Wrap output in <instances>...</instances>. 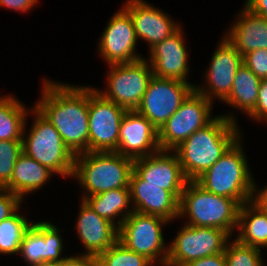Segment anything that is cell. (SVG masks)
Instances as JSON below:
<instances>
[{"instance_id": "obj_1", "label": "cell", "mask_w": 267, "mask_h": 266, "mask_svg": "<svg viewBox=\"0 0 267 266\" xmlns=\"http://www.w3.org/2000/svg\"><path fill=\"white\" fill-rule=\"evenodd\" d=\"M35 107L74 155L89 152V87L45 80Z\"/></svg>"}, {"instance_id": "obj_2", "label": "cell", "mask_w": 267, "mask_h": 266, "mask_svg": "<svg viewBox=\"0 0 267 266\" xmlns=\"http://www.w3.org/2000/svg\"><path fill=\"white\" fill-rule=\"evenodd\" d=\"M237 127L231 113L216 116L173 150L188 181H195L222 157L240 137Z\"/></svg>"}, {"instance_id": "obj_3", "label": "cell", "mask_w": 267, "mask_h": 266, "mask_svg": "<svg viewBox=\"0 0 267 266\" xmlns=\"http://www.w3.org/2000/svg\"><path fill=\"white\" fill-rule=\"evenodd\" d=\"M134 160L117 152H83L75 155L74 173L85 192L82 200L101 192L130 188Z\"/></svg>"}, {"instance_id": "obj_4", "label": "cell", "mask_w": 267, "mask_h": 266, "mask_svg": "<svg viewBox=\"0 0 267 266\" xmlns=\"http://www.w3.org/2000/svg\"><path fill=\"white\" fill-rule=\"evenodd\" d=\"M240 137L195 182L206 191L235 199L240 205L252 201L254 180Z\"/></svg>"}, {"instance_id": "obj_5", "label": "cell", "mask_w": 267, "mask_h": 266, "mask_svg": "<svg viewBox=\"0 0 267 266\" xmlns=\"http://www.w3.org/2000/svg\"><path fill=\"white\" fill-rule=\"evenodd\" d=\"M240 206L235 199L215 195L195 181H188L179 199L178 217H189L186 225L219 228L232 236Z\"/></svg>"}, {"instance_id": "obj_6", "label": "cell", "mask_w": 267, "mask_h": 266, "mask_svg": "<svg viewBox=\"0 0 267 266\" xmlns=\"http://www.w3.org/2000/svg\"><path fill=\"white\" fill-rule=\"evenodd\" d=\"M31 111L29 112L34 114L35 120L27 137L24 136L25 121L22 138L23 152L55 174L73 177L75 155L64 144L55 127L35 107Z\"/></svg>"}, {"instance_id": "obj_7", "label": "cell", "mask_w": 267, "mask_h": 266, "mask_svg": "<svg viewBox=\"0 0 267 266\" xmlns=\"http://www.w3.org/2000/svg\"><path fill=\"white\" fill-rule=\"evenodd\" d=\"M166 223L169 221L159 216L133 211L118 228V241L130 251L145 256L154 265L156 261L160 266L164 265L169 251L162 234Z\"/></svg>"}, {"instance_id": "obj_8", "label": "cell", "mask_w": 267, "mask_h": 266, "mask_svg": "<svg viewBox=\"0 0 267 266\" xmlns=\"http://www.w3.org/2000/svg\"><path fill=\"white\" fill-rule=\"evenodd\" d=\"M212 104L194 90L158 130L160 150L173 151L195 131L209 124L215 118L210 115Z\"/></svg>"}, {"instance_id": "obj_9", "label": "cell", "mask_w": 267, "mask_h": 266, "mask_svg": "<svg viewBox=\"0 0 267 266\" xmlns=\"http://www.w3.org/2000/svg\"><path fill=\"white\" fill-rule=\"evenodd\" d=\"M231 237L227 231L219 228L185 224L169 246L166 264L182 266L207 256L224 253Z\"/></svg>"}, {"instance_id": "obj_10", "label": "cell", "mask_w": 267, "mask_h": 266, "mask_svg": "<svg viewBox=\"0 0 267 266\" xmlns=\"http://www.w3.org/2000/svg\"><path fill=\"white\" fill-rule=\"evenodd\" d=\"M107 75L108 89L98 90L105 98L125 108L127 111L136 110L154 76L151 65L145 58L124 64L109 65Z\"/></svg>"}, {"instance_id": "obj_11", "label": "cell", "mask_w": 267, "mask_h": 266, "mask_svg": "<svg viewBox=\"0 0 267 266\" xmlns=\"http://www.w3.org/2000/svg\"><path fill=\"white\" fill-rule=\"evenodd\" d=\"M127 110L89 87V152H116Z\"/></svg>"}, {"instance_id": "obj_12", "label": "cell", "mask_w": 267, "mask_h": 266, "mask_svg": "<svg viewBox=\"0 0 267 266\" xmlns=\"http://www.w3.org/2000/svg\"><path fill=\"white\" fill-rule=\"evenodd\" d=\"M195 84L153 76L136 112L159 130L195 90Z\"/></svg>"}, {"instance_id": "obj_13", "label": "cell", "mask_w": 267, "mask_h": 266, "mask_svg": "<svg viewBox=\"0 0 267 266\" xmlns=\"http://www.w3.org/2000/svg\"><path fill=\"white\" fill-rule=\"evenodd\" d=\"M108 22L98 43L99 54L106 63L124 64L143 59L135 53L138 39L130 14L122 8Z\"/></svg>"}, {"instance_id": "obj_14", "label": "cell", "mask_w": 267, "mask_h": 266, "mask_svg": "<svg viewBox=\"0 0 267 266\" xmlns=\"http://www.w3.org/2000/svg\"><path fill=\"white\" fill-rule=\"evenodd\" d=\"M209 64L205 73L206 88L195 85V91L211 102L214 98L224 101L231 92L236 71L243 64L242 55L223 36Z\"/></svg>"}, {"instance_id": "obj_15", "label": "cell", "mask_w": 267, "mask_h": 266, "mask_svg": "<svg viewBox=\"0 0 267 266\" xmlns=\"http://www.w3.org/2000/svg\"><path fill=\"white\" fill-rule=\"evenodd\" d=\"M159 150L133 162V170L144 180V184L159 185L161 189L171 191L178 199L188 182L179 158L173 151Z\"/></svg>"}, {"instance_id": "obj_16", "label": "cell", "mask_w": 267, "mask_h": 266, "mask_svg": "<svg viewBox=\"0 0 267 266\" xmlns=\"http://www.w3.org/2000/svg\"><path fill=\"white\" fill-rule=\"evenodd\" d=\"M159 150L157 128L135 110L127 111L121 121L116 152L135 160Z\"/></svg>"}, {"instance_id": "obj_17", "label": "cell", "mask_w": 267, "mask_h": 266, "mask_svg": "<svg viewBox=\"0 0 267 266\" xmlns=\"http://www.w3.org/2000/svg\"><path fill=\"white\" fill-rule=\"evenodd\" d=\"M182 32L180 27L171 36L149 49L148 63L155 77L189 82L186 81L189 74L188 53Z\"/></svg>"}, {"instance_id": "obj_18", "label": "cell", "mask_w": 267, "mask_h": 266, "mask_svg": "<svg viewBox=\"0 0 267 266\" xmlns=\"http://www.w3.org/2000/svg\"><path fill=\"white\" fill-rule=\"evenodd\" d=\"M131 204L134 211L159 216L171 222L179 217V199L159 185L144 184L133 170L130 177Z\"/></svg>"}, {"instance_id": "obj_19", "label": "cell", "mask_w": 267, "mask_h": 266, "mask_svg": "<svg viewBox=\"0 0 267 266\" xmlns=\"http://www.w3.org/2000/svg\"><path fill=\"white\" fill-rule=\"evenodd\" d=\"M59 233L60 231L51 222L32 223L23 236L19 255L21 254L29 266L42 261L60 262L65 257H61L63 239Z\"/></svg>"}, {"instance_id": "obj_20", "label": "cell", "mask_w": 267, "mask_h": 266, "mask_svg": "<svg viewBox=\"0 0 267 266\" xmlns=\"http://www.w3.org/2000/svg\"><path fill=\"white\" fill-rule=\"evenodd\" d=\"M132 17L137 39L148 42L149 48L175 33L181 26L163 10L144 0H129L122 6Z\"/></svg>"}, {"instance_id": "obj_21", "label": "cell", "mask_w": 267, "mask_h": 266, "mask_svg": "<svg viewBox=\"0 0 267 266\" xmlns=\"http://www.w3.org/2000/svg\"><path fill=\"white\" fill-rule=\"evenodd\" d=\"M77 235L85 247V254L97 257L118 240V228L99 216L82 200L76 223Z\"/></svg>"}, {"instance_id": "obj_22", "label": "cell", "mask_w": 267, "mask_h": 266, "mask_svg": "<svg viewBox=\"0 0 267 266\" xmlns=\"http://www.w3.org/2000/svg\"><path fill=\"white\" fill-rule=\"evenodd\" d=\"M236 18L237 22H234L225 34L234 48L242 56L257 49H267V19L245 6Z\"/></svg>"}, {"instance_id": "obj_23", "label": "cell", "mask_w": 267, "mask_h": 266, "mask_svg": "<svg viewBox=\"0 0 267 266\" xmlns=\"http://www.w3.org/2000/svg\"><path fill=\"white\" fill-rule=\"evenodd\" d=\"M53 174L48 167L22 152L15 162L10 181L3 188L24 199L25 194L41 189Z\"/></svg>"}, {"instance_id": "obj_24", "label": "cell", "mask_w": 267, "mask_h": 266, "mask_svg": "<svg viewBox=\"0 0 267 266\" xmlns=\"http://www.w3.org/2000/svg\"><path fill=\"white\" fill-rule=\"evenodd\" d=\"M84 201L99 216L113 223L115 226L117 225V228L134 211L132 207H129V205L132 206L130 204L132 203L130 188H119L101 192L86 197ZM117 216H121V218L117 222H114Z\"/></svg>"}, {"instance_id": "obj_25", "label": "cell", "mask_w": 267, "mask_h": 266, "mask_svg": "<svg viewBox=\"0 0 267 266\" xmlns=\"http://www.w3.org/2000/svg\"><path fill=\"white\" fill-rule=\"evenodd\" d=\"M236 240L246 246L264 248L267 243V213L252 201L240 206Z\"/></svg>"}, {"instance_id": "obj_26", "label": "cell", "mask_w": 267, "mask_h": 266, "mask_svg": "<svg viewBox=\"0 0 267 266\" xmlns=\"http://www.w3.org/2000/svg\"><path fill=\"white\" fill-rule=\"evenodd\" d=\"M261 79L244 64L236 71L231 92L224 103L249 115L255 108Z\"/></svg>"}, {"instance_id": "obj_27", "label": "cell", "mask_w": 267, "mask_h": 266, "mask_svg": "<svg viewBox=\"0 0 267 266\" xmlns=\"http://www.w3.org/2000/svg\"><path fill=\"white\" fill-rule=\"evenodd\" d=\"M27 109L11 95L0 97V140H22Z\"/></svg>"}, {"instance_id": "obj_28", "label": "cell", "mask_w": 267, "mask_h": 266, "mask_svg": "<svg viewBox=\"0 0 267 266\" xmlns=\"http://www.w3.org/2000/svg\"><path fill=\"white\" fill-rule=\"evenodd\" d=\"M18 211L0 222V254H19L23 236L32 225Z\"/></svg>"}, {"instance_id": "obj_29", "label": "cell", "mask_w": 267, "mask_h": 266, "mask_svg": "<svg viewBox=\"0 0 267 266\" xmlns=\"http://www.w3.org/2000/svg\"><path fill=\"white\" fill-rule=\"evenodd\" d=\"M96 266H154L145 256L130 251L118 240L96 257Z\"/></svg>"}, {"instance_id": "obj_30", "label": "cell", "mask_w": 267, "mask_h": 266, "mask_svg": "<svg viewBox=\"0 0 267 266\" xmlns=\"http://www.w3.org/2000/svg\"><path fill=\"white\" fill-rule=\"evenodd\" d=\"M224 254L226 266H264L261 249L243 245L236 239L227 243Z\"/></svg>"}, {"instance_id": "obj_31", "label": "cell", "mask_w": 267, "mask_h": 266, "mask_svg": "<svg viewBox=\"0 0 267 266\" xmlns=\"http://www.w3.org/2000/svg\"><path fill=\"white\" fill-rule=\"evenodd\" d=\"M22 152V140H0V188L10 181L15 162Z\"/></svg>"}, {"instance_id": "obj_32", "label": "cell", "mask_w": 267, "mask_h": 266, "mask_svg": "<svg viewBox=\"0 0 267 266\" xmlns=\"http://www.w3.org/2000/svg\"><path fill=\"white\" fill-rule=\"evenodd\" d=\"M243 64L258 78L267 79V49H257L242 56Z\"/></svg>"}, {"instance_id": "obj_33", "label": "cell", "mask_w": 267, "mask_h": 266, "mask_svg": "<svg viewBox=\"0 0 267 266\" xmlns=\"http://www.w3.org/2000/svg\"><path fill=\"white\" fill-rule=\"evenodd\" d=\"M21 202L19 196L0 188V222L12 216L21 207Z\"/></svg>"}, {"instance_id": "obj_34", "label": "cell", "mask_w": 267, "mask_h": 266, "mask_svg": "<svg viewBox=\"0 0 267 266\" xmlns=\"http://www.w3.org/2000/svg\"><path fill=\"white\" fill-rule=\"evenodd\" d=\"M248 116L257 122H267V79H261L256 106Z\"/></svg>"}, {"instance_id": "obj_35", "label": "cell", "mask_w": 267, "mask_h": 266, "mask_svg": "<svg viewBox=\"0 0 267 266\" xmlns=\"http://www.w3.org/2000/svg\"><path fill=\"white\" fill-rule=\"evenodd\" d=\"M80 256H68L59 262V266H96V257L85 253Z\"/></svg>"}, {"instance_id": "obj_36", "label": "cell", "mask_w": 267, "mask_h": 266, "mask_svg": "<svg viewBox=\"0 0 267 266\" xmlns=\"http://www.w3.org/2000/svg\"><path fill=\"white\" fill-rule=\"evenodd\" d=\"M37 2L38 0H0V6L17 12H29Z\"/></svg>"}, {"instance_id": "obj_37", "label": "cell", "mask_w": 267, "mask_h": 266, "mask_svg": "<svg viewBox=\"0 0 267 266\" xmlns=\"http://www.w3.org/2000/svg\"><path fill=\"white\" fill-rule=\"evenodd\" d=\"M182 266H226V257L224 253L207 256Z\"/></svg>"}, {"instance_id": "obj_38", "label": "cell", "mask_w": 267, "mask_h": 266, "mask_svg": "<svg viewBox=\"0 0 267 266\" xmlns=\"http://www.w3.org/2000/svg\"><path fill=\"white\" fill-rule=\"evenodd\" d=\"M254 181V190L252 196V202L258 206L263 212L267 213V186L263 189H259L256 187Z\"/></svg>"}, {"instance_id": "obj_39", "label": "cell", "mask_w": 267, "mask_h": 266, "mask_svg": "<svg viewBox=\"0 0 267 266\" xmlns=\"http://www.w3.org/2000/svg\"><path fill=\"white\" fill-rule=\"evenodd\" d=\"M245 7L267 19V0H246Z\"/></svg>"}, {"instance_id": "obj_40", "label": "cell", "mask_w": 267, "mask_h": 266, "mask_svg": "<svg viewBox=\"0 0 267 266\" xmlns=\"http://www.w3.org/2000/svg\"><path fill=\"white\" fill-rule=\"evenodd\" d=\"M33 266H59V262L55 261H42L39 264L33 265Z\"/></svg>"}]
</instances>
